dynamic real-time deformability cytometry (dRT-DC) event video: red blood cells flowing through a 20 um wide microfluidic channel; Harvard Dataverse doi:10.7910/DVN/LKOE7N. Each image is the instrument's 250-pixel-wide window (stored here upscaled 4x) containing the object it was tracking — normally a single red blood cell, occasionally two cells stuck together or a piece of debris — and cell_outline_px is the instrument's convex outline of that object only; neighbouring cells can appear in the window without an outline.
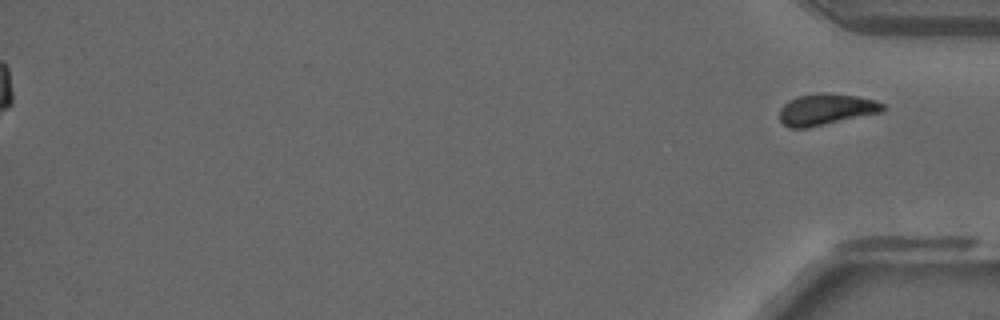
{"species": "common noctule bat (a hibernating species)", "species_latin": "Nyctalus noctula", "temperature_condition": "room temperature", "stored_images_in_passage": 54, "segment_of_instrument_passage": [2, 2], "camera_frame_rate_fps": 3000, "um_per_image_px": 0.085, "animal": {"sex": "male", "forearm_length_mm": 52.5}, "frame": {"image": 1, "passage_image": 54, "time_ms": 17.667, "image_size_px": [1000, 320], "cell_outline_px": [[884, 112], [808, 128], [788, 128], [780, 120], [780, 108], [788, 100], [796, 96], [856, 96], [876, 100], [884, 104]], "centroid_in_image_um": [70.22, 9.36], "position_along_channel_um": 365.0, "area_um2": 18.21}}